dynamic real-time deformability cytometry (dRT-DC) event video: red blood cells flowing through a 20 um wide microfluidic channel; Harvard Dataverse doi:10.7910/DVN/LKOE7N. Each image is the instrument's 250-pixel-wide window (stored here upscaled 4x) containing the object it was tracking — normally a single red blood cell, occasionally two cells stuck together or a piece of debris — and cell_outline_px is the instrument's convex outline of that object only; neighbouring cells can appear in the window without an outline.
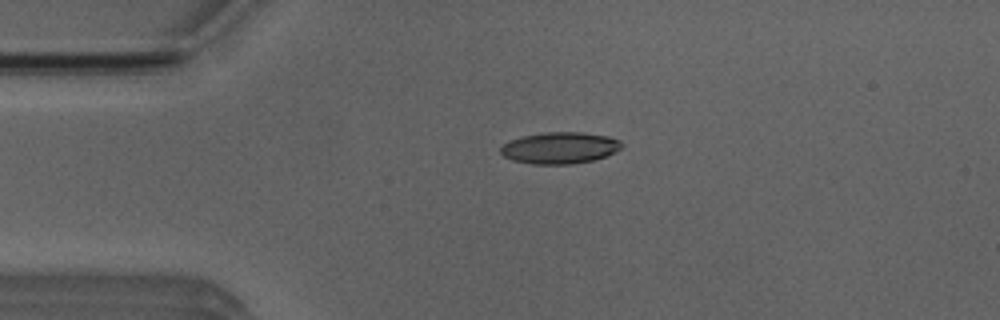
{"species": "Egyptian fruit bat (a non-hibernating species)", "species_latin": "Rousettus aegyptiacus", "temperature_condition": "room temperature", "stored_images_in_passage": 2, "camera_frame_rate_fps": 3000, "um_per_image_px": 0.085, "animal": {"sex": "male"}, "frame": {"image": 1, "passage_image": 1, "time_ms": 0.0, "image_size_px": [1000, 320], "cell_outline_px": [[624, 144], [620, 148], [604, 156], [592, 160], [572, 164], [532, 164], [512, 160], [504, 156], [500, 152], [500, 148], [504, 144], [512, 140], [524, 136], [548, 132], [584, 132], [608, 136], [620, 140]], "centroid_in_image_um": [47.59, 12.57], "position_along_channel_um": 37.4, "area_um2": 22.02}}